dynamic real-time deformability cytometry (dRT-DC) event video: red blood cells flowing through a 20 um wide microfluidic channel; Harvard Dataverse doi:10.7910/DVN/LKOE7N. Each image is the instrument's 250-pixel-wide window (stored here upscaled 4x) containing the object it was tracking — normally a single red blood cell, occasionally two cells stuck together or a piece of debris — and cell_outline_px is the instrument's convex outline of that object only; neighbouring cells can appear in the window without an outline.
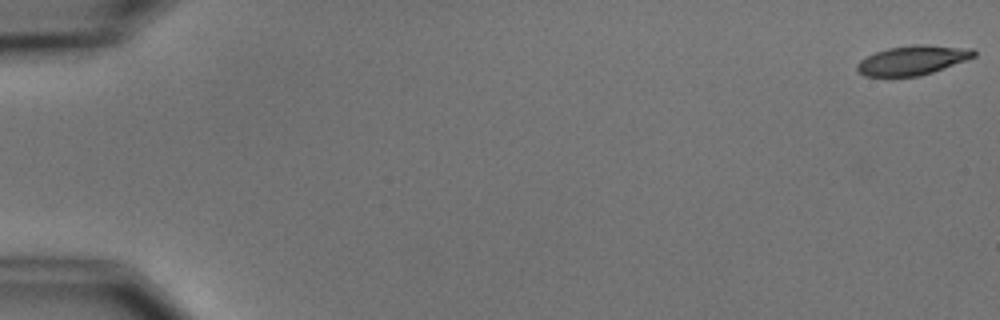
{"species": "common noctule bat (a hibernating species)", "species_latin": "Nyctalus noctula", "temperature_condition": "cold", "stored_images_in_passage": 11, "camera_frame_rate_fps": 3000, "um_per_image_px": 0.085, "animal": {"sex": "male", "body_mass_g": 15.6}, "frame": {"image": 1, "passage_image": 1, "time_ms": 0.0, "image_size_px": [1000, 320], "cell_outline_px": [[976, 56], [932, 72], [920, 76], [888, 80], [864, 76], [856, 68], [856, 64], [860, 60], [876, 52], [888, 48], [916, 44], [928, 44], [976, 48]], "centroid_in_image_um": [77.53, 5.16], "position_along_channel_um": 7.5, "area_um2": 20.81}}
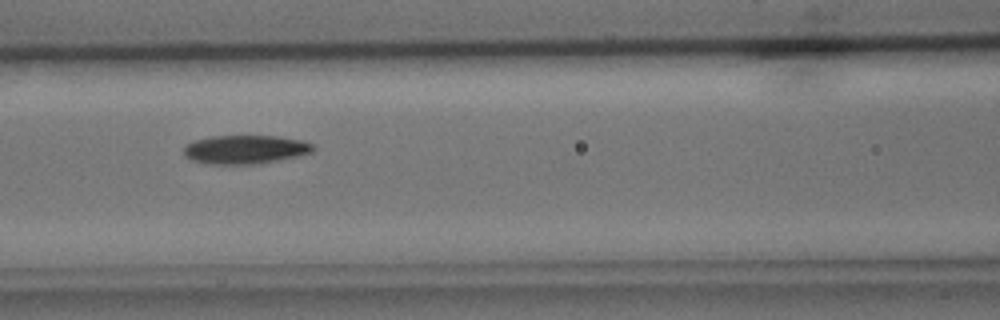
{"frame": {"image": 2, "passage_image": 7, "time_ms": 8.0, "image_size_px": [1000, 320], "cell_outline_px": [[316, 148], [312, 152], [296, 156], [256, 164], [208, 164], [192, 160], [184, 156], [184, 148], [192, 140], [212, 136], [276, 136], [304, 140], [312, 144]], "centroid_in_image_um": [20.83, 12.7], "position_along_channel_um": 145.8, "area_um2": 21.62}}
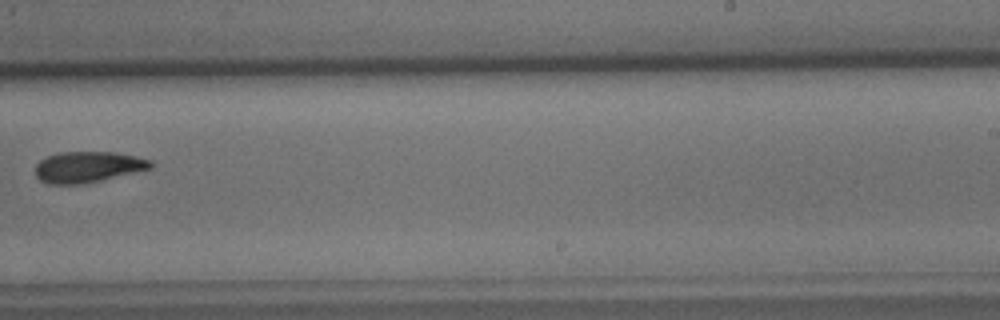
{"frame": {"image": 3, "passage_image": 10, "time_ms": 11.667, "image_size_px": [1000, 320], "cell_outline_px": [[152, 168], [100, 180], [80, 184], [48, 184], [40, 180], [36, 176], [36, 164], [40, 160], [48, 156], [60, 152], [116, 152], [136, 156], [152, 160]], "centroid_in_image_um": [7.46, 14.18], "position_along_channel_um": 281.5, "area_um2": 20.69}}